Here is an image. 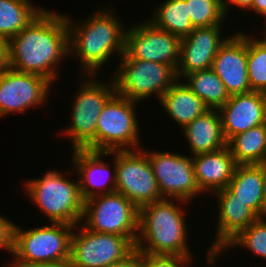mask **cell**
<instances>
[{
    "label": "cell",
    "instance_id": "obj_20",
    "mask_svg": "<svg viewBox=\"0 0 266 267\" xmlns=\"http://www.w3.org/2000/svg\"><path fill=\"white\" fill-rule=\"evenodd\" d=\"M192 162L197 185L203 194L226 188L238 165L228 146L215 152L193 155Z\"/></svg>",
    "mask_w": 266,
    "mask_h": 267
},
{
    "label": "cell",
    "instance_id": "obj_12",
    "mask_svg": "<svg viewBox=\"0 0 266 267\" xmlns=\"http://www.w3.org/2000/svg\"><path fill=\"white\" fill-rule=\"evenodd\" d=\"M116 192L138 209L163 200L147 155L141 150L115 151Z\"/></svg>",
    "mask_w": 266,
    "mask_h": 267
},
{
    "label": "cell",
    "instance_id": "obj_10",
    "mask_svg": "<svg viewBox=\"0 0 266 267\" xmlns=\"http://www.w3.org/2000/svg\"><path fill=\"white\" fill-rule=\"evenodd\" d=\"M134 250L127 237L93 232L79 223L71 235L70 261L74 267H109Z\"/></svg>",
    "mask_w": 266,
    "mask_h": 267
},
{
    "label": "cell",
    "instance_id": "obj_32",
    "mask_svg": "<svg viewBox=\"0 0 266 267\" xmlns=\"http://www.w3.org/2000/svg\"><path fill=\"white\" fill-rule=\"evenodd\" d=\"M14 228L15 223L0 214V250L8 252L10 256L13 250Z\"/></svg>",
    "mask_w": 266,
    "mask_h": 267
},
{
    "label": "cell",
    "instance_id": "obj_16",
    "mask_svg": "<svg viewBox=\"0 0 266 267\" xmlns=\"http://www.w3.org/2000/svg\"><path fill=\"white\" fill-rule=\"evenodd\" d=\"M213 195L216 197L218 211L216 213L217 227L214 241L208 246L206 262L211 267L215 264V256L224 246L233 239L240 231L246 229L259 217L245 203L236 199V196L226 187Z\"/></svg>",
    "mask_w": 266,
    "mask_h": 267
},
{
    "label": "cell",
    "instance_id": "obj_5",
    "mask_svg": "<svg viewBox=\"0 0 266 267\" xmlns=\"http://www.w3.org/2000/svg\"><path fill=\"white\" fill-rule=\"evenodd\" d=\"M86 77V79H85ZM79 79L73 103L70 106V124L62 130L71 143V149L96 151L97 119L106 103L116 94L113 78L101 81L98 75L85 74Z\"/></svg>",
    "mask_w": 266,
    "mask_h": 267
},
{
    "label": "cell",
    "instance_id": "obj_24",
    "mask_svg": "<svg viewBox=\"0 0 266 267\" xmlns=\"http://www.w3.org/2000/svg\"><path fill=\"white\" fill-rule=\"evenodd\" d=\"M227 146L238 165L266 164V124L238 133Z\"/></svg>",
    "mask_w": 266,
    "mask_h": 267
},
{
    "label": "cell",
    "instance_id": "obj_38",
    "mask_svg": "<svg viewBox=\"0 0 266 267\" xmlns=\"http://www.w3.org/2000/svg\"><path fill=\"white\" fill-rule=\"evenodd\" d=\"M264 199H265V208H266V164H265V178H264Z\"/></svg>",
    "mask_w": 266,
    "mask_h": 267
},
{
    "label": "cell",
    "instance_id": "obj_17",
    "mask_svg": "<svg viewBox=\"0 0 266 267\" xmlns=\"http://www.w3.org/2000/svg\"><path fill=\"white\" fill-rule=\"evenodd\" d=\"M222 27L223 25L195 27L188 36L181 39L176 69L178 80L192 72L211 69L218 50L231 36H222Z\"/></svg>",
    "mask_w": 266,
    "mask_h": 267
},
{
    "label": "cell",
    "instance_id": "obj_36",
    "mask_svg": "<svg viewBox=\"0 0 266 267\" xmlns=\"http://www.w3.org/2000/svg\"><path fill=\"white\" fill-rule=\"evenodd\" d=\"M249 11H253L259 17L263 16L264 21L266 20V0H253L252 7ZM261 15V16H260Z\"/></svg>",
    "mask_w": 266,
    "mask_h": 267
},
{
    "label": "cell",
    "instance_id": "obj_7",
    "mask_svg": "<svg viewBox=\"0 0 266 267\" xmlns=\"http://www.w3.org/2000/svg\"><path fill=\"white\" fill-rule=\"evenodd\" d=\"M111 74L116 94L141 104L151 96L158 101L178 80L176 69L171 65L131 59L125 52ZM141 101V102H140Z\"/></svg>",
    "mask_w": 266,
    "mask_h": 267
},
{
    "label": "cell",
    "instance_id": "obj_35",
    "mask_svg": "<svg viewBox=\"0 0 266 267\" xmlns=\"http://www.w3.org/2000/svg\"><path fill=\"white\" fill-rule=\"evenodd\" d=\"M8 67L7 40L0 37V72Z\"/></svg>",
    "mask_w": 266,
    "mask_h": 267
},
{
    "label": "cell",
    "instance_id": "obj_18",
    "mask_svg": "<svg viewBox=\"0 0 266 267\" xmlns=\"http://www.w3.org/2000/svg\"><path fill=\"white\" fill-rule=\"evenodd\" d=\"M235 32L218 50L211 69L231 95L252 92L247 69V35Z\"/></svg>",
    "mask_w": 266,
    "mask_h": 267
},
{
    "label": "cell",
    "instance_id": "obj_2",
    "mask_svg": "<svg viewBox=\"0 0 266 267\" xmlns=\"http://www.w3.org/2000/svg\"><path fill=\"white\" fill-rule=\"evenodd\" d=\"M108 7H99V10L97 7L88 18L76 20L78 22L65 13L69 30V55L77 58L83 75H99L101 68L110 62L113 55H118L119 59L124 53L127 27L123 26L115 9Z\"/></svg>",
    "mask_w": 266,
    "mask_h": 267
},
{
    "label": "cell",
    "instance_id": "obj_22",
    "mask_svg": "<svg viewBox=\"0 0 266 267\" xmlns=\"http://www.w3.org/2000/svg\"><path fill=\"white\" fill-rule=\"evenodd\" d=\"M265 164L237 165L227 188L259 218L266 217Z\"/></svg>",
    "mask_w": 266,
    "mask_h": 267
},
{
    "label": "cell",
    "instance_id": "obj_11",
    "mask_svg": "<svg viewBox=\"0 0 266 267\" xmlns=\"http://www.w3.org/2000/svg\"><path fill=\"white\" fill-rule=\"evenodd\" d=\"M141 150L147 155L163 199L185 202L202 196L194 174L192 156L166 151ZM193 198V199H192Z\"/></svg>",
    "mask_w": 266,
    "mask_h": 267
},
{
    "label": "cell",
    "instance_id": "obj_25",
    "mask_svg": "<svg viewBox=\"0 0 266 267\" xmlns=\"http://www.w3.org/2000/svg\"><path fill=\"white\" fill-rule=\"evenodd\" d=\"M153 9V14L147 20L157 28L168 31L180 39L194 30L188 15L186 0H163Z\"/></svg>",
    "mask_w": 266,
    "mask_h": 267
},
{
    "label": "cell",
    "instance_id": "obj_9",
    "mask_svg": "<svg viewBox=\"0 0 266 267\" xmlns=\"http://www.w3.org/2000/svg\"><path fill=\"white\" fill-rule=\"evenodd\" d=\"M139 209L118 192L84 201L81 223L90 231L127 237L134 245L138 235Z\"/></svg>",
    "mask_w": 266,
    "mask_h": 267
},
{
    "label": "cell",
    "instance_id": "obj_14",
    "mask_svg": "<svg viewBox=\"0 0 266 267\" xmlns=\"http://www.w3.org/2000/svg\"><path fill=\"white\" fill-rule=\"evenodd\" d=\"M180 41L178 36L143 19L126 29L124 52L134 60L163 63L177 69Z\"/></svg>",
    "mask_w": 266,
    "mask_h": 267
},
{
    "label": "cell",
    "instance_id": "obj_6",
    "mask_svg": "<svg viewBox=\"0 0 266 267\" xmlns=\"http://www.w3.org/2000/svg\"><path fill=\"white\" fill-rule=\"evenodd\" d=\"M74 228V225L65 223H47L23 229L15 224L11 254L13 260H10L8 265L30 266L70 260L71 235Z\"/></svg>",
    "mask_w": 266,
    "mask_h": 267
},
{
    "label": "cell",
    "instance_id": "obj_33",
    "mask_svg": "<svg viewBox=\"0 0 266 267\" xmlns=\"http://www.w3.org/2000/svg\"><path fill=\"white\" fill-rule=\"evenodd\" d=\"M109 267H141V252L135 249L124 260L116 262Z\"/></svg>",
    "mask_w": 266,
    "mask_h": 267
},
{
    "label": "cell",
    "instance_id": "obj_15",
    "mask_svg": "<svg viewBox=\"0 0 266 267\" xmlns=\"http://www.w3.org/2000/svg\"><path fill=\"white\" fill-rule=\"evenodd\" d=\"M70 152V163L76 170L74 174L78 176L80 194L84 201L93 196L116 192L115 151L73 149ZM111 155L113 165L103 159Z\"/></svg>",
    "mask_w": 266,
    "mask_h": 267
},
{
    "label": "cell",
    "instance_id": "obj_3",
    "mask_svg": "<svg viewBox=\"0 0 266 267\" xmlns=\"http://www.w3.org/2000/svg\"><path fill=\"white\" fill-rule=\"evenodd\" d=\"M185 203L163 199L140 207L135 249L150 255L193 257Z\"/></svg>",
    "mask_w": 266,
    "mask_h": 267
},
{
    "label": "cell",
    "instance_id": "obj_26",
    "mask_svg": "<svg viewBox=\"0 0 266 267\" xmlns=\"http://www.w3.org/2000/svg\"><path fill=\"white\" fill-rule=\"evenodd\" d=\"M33 4L31 0H0V37L8 41L45 9Z\"/></svg>",
    "mask_w": 266,
    "mask_h": 267
},
{
    "label": "cell",
    "instance_id": "obj_34",
    "mask_svg": "<svg viewBox=\"0 0 266 267\" xmlns=\"http://www.w3.org/2000/svg\"><path fill=\"white\" fill-rule=\"evenodd\" d=\"M252 4L253 0H222V6L226 17H229L230 14H228V12L230 13V11H232L229 9L230 6L231 8L232 6H237V8L240 7L241 10L248 11L252 7Z\"/></svg>",
    "mask_w": 266,
    "mask_h": 267
},
{
    "label": "cell",
    "instance_id": "obj_31",
    "mask_svg": "<svg viewBox=\"0 0 266 267\" xmlns=\"http://www.w3.org/2000/svg\"><path fill=\"white\" fill-rule=\"evenodd\" d=\"M193 257L150 255L141 252V267H190Z\"/></svg>",
    "mask_w": 266,
    "mask_h": 267
},
{
    "label": "cell",
    "instance_id": "obj_4",
    "mask_svg": "<svg viewBox=\"0 0 266 267\" xmlns=\"http://www.w3.org/2000/svg\"><path fill=\"white\" fill-rule=\"evenodd\" d=\"M65 173L59 169H49L45 174L41 172L42 177L25 180L22 184L23 190L26 191L24 194L27 193L30 202L45 214L50 223L76 226L83 218L84 200L80 194L77 174H73L75 173L73 166ZM72 175L76 176L77 180H73Z\"/></svg>",
    "mask_w": 266,
    "mask_h": 267
},
{
    "label": "cell",
    "instance_id": "obj_28",
    "mask_svg": "<svg viewBox=\"0 0 266 267\" xmlns=\"http://www.w3.org/2000/svg\"><path fill=\"white\" fill-rule=\"evenodd\" d=\"M254 36L247 34L248 79L251 91L266 94V35Z\"/></svg>",
    "mask_w": 266,
    "mask_h": 267
},
{
    "label": "cell",
    "instance_id": "obj_40",
    "mask_svg": "<svg viewBox=\"0 0 266 267\" xmlns=\"http://www.w3.org/2000/svg\"><path fill=\"white\" fill-rule=\"evenodd\" d=\"M3 267H10L9 265H7L6 263L3 265Z\"/></svg>",
    "mask_w": 266,
    "mask_h": 267
},
{
    "label": "cell",
    "instance_id": "obj_8",
    "mask_svg": "<svg viewBox=\"0 0 266 267\" xmlns=\"http://www.w3.org/2000/svg\"><path fill=\"white\" fill-rule=\"evenodd\" d=\"M137 105L138 102L118 94L106 103L97 119L96 151L111 152L142 148L139 128L141 126L135 108Z\"/></svg>",
    "mask_w": 266,
    "mask_h": 267
},
{
    "label": "cell",
    "instance_id": "obj_27",
    "mask_svg": "<svg viewBox=\"0 0 266 267\" xmlns=\"http://www.w3.org/2000/svg\"><path fill=\"white\" fill-rule=\"evenodd\" d=\"M182 79L210 109H219L229 100L222 80L212 69L192 72Z\"/></svg>",
    "mask_w": 266,
    "mask_h": 267
},
{
    "label": "cell",
    "instance_id": "obj_23",
    "mask_svg": "<svg viewBox=\"0 0 266 267\" xmlns=\"http://www.w3.org/2000/svg\"><path fill=\"white\" fill-rule=\"evenodd\" d=\"M177 80L159 100L160 106L179 128H184L210 108L184 82Z\"/></svg>",
    "mask_w": 266,
    "mask_h": 267
},
{
    "label": "cell",
    "instance_id": "obj_29",
    "mask_svg": "<svg viewBox=\"0 0 266 267\" xmlns=\"http://www.w3.org/2000/svg\"><path fill=\"white\" fill-rule=\"evenodd\" d=\"M245 248L254 255L266 260V217H260L250 224L246 229L240 231L231 239L224 248L215 256V264L219 256L226 254L224 252L235 248ZM224 251V252H223Z\"/></svg>",
    "mask_w": 266,
    "mask_h": 267
},
{
    "label": "cell",
    "instance_id": "obj_37",
    "mask_svg": "<svg viewBox=\"0 0 266 267\" xmlns=\"http://www.w3.org/2000/svg\"><path fill=\"white\" fill-rule=\"evenodd\" d=\"M10 267H74L70 260L51 264H35L30 266H10Z\"/></svg>",
    "mask_w": 266,
    "mask_h": 267
},
{
    "label": "cell",
    "instance_id": "obj_21",
    "mask_svg": "<svg viewBox=\"0 0 266 267\" xmlns=\"http://www.w3.org/2000/svg\"><path fill=\"white\" fill-rule=\"evenodd\" d=\"M190 156L215 152L227 146L218 109H210L197 117L183 129Z\"/></svg>",
    "mask_w": 266,
    "mask_h": 267
},
{
    "label": "cell",
    "instance_id": "obj_19",
    "mask_svg": "<svg viewBox=\"0 0 266 267\" xmlns=\"http://www.w3.org/2000/svg\"><path fill=\"white\" fill-rule=\"evenodd\" d=\"M227 142L241 132L266 124V94L249 92L231 95L218 109Z\"/></svg>",
    "mask_w": 266,
    "mask_h": 267
},
{
    "label": "cell",
    "instance_id": "obj_13",
    "mask_svg": "<svg viewBox=\"0 0 266 267\" xmlns=\"http://www.w3.org/2000/svg\"><path fill=\"white\" fill-rule=\"evenodd\" d=\"M52 86L43 76L6 67L0 72V118L46 105Z\"/></svg>",
    "mask_w": 266,
    "mask_h": 267
},
{
    "label": "cell",
    "instance_id": "obj_39",
    "mask_svg": "<svg viewBox=\"0 0 266 267\" xmlns=\"http://www.w3.org/2000/svg\"><path fill=\"white\" fill-rule=\"evenodd\" d=\"M264 22H266V20H265ZM264 28H265V29H264ZM264 28H263V30H264L263 33H264V34H262V35H266V23H265V27H264Z\"/></svg>",
    "mask_w": 266,
    "mask_h": 267
},
{
    "label": "cell",
    "instance_id": "obj_1",
    "mask_svg": "<svg viewBox=\"0 0 266 267\" xmlns=\"http://www.w3.org/2000/svg\"><path fill=\"white\" fill-rule=\"evenodd\" d=\"M7 51L8 67L57 82L60 62L69 57L66 15L45 8L7 41Z\"/></svg>",
    "mask_w": 266,
    "mask_h": 267
},
{
    "label": "cell",
    "instance_id": "obj_30",
    "mask_svg": "<svg viewBox=\"0 0 266 267\" xmlns=\"http://www.w3.org/2000/svg\"><path fill=\"white\" fill-rule=\"evenodd\" d=\"M188 15L193 27H209L223 25L226 15L222 0H186Z\"/></svg>",
    "mask_w": 266,
    "mask_h": 267
}]
</instances>
